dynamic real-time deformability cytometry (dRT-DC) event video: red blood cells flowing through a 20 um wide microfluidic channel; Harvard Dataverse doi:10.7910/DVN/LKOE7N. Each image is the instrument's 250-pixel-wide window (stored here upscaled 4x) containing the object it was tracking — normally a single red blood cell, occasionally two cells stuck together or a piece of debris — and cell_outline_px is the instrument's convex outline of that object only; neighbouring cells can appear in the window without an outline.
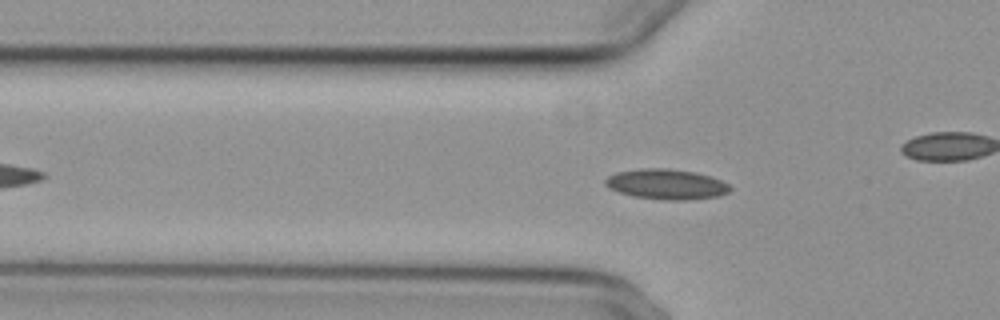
{"species": "common noctule bat (a hibernating species)", "species_latin": "Nyctalus noctula", "temperature_condition": "cold", "stored_images_in_passage": 5, "camera_frame_rate_fps": 3000, "um_per_image_px": 0.085, "animal": {"sex": "female", "body_mass_g": 29.2, "forearm_length_mm": 56.3}, "frame": {"image": 1, "passage_image": 2, "time_ms": 0.333, "image_size_px": [1000, 320], "cell_outline_px": [[732, 188], [728, 192], [720, 196], [688, 200], [664, 200], [632, 196], [608, 188], [604, 184], [604, 180], [608, 176], [616, 172], [640, 168], [668, 168], [696, 172], [712, 176], [728, 184]], "centroid_in_image_um": [56.64, 15.65], "position_along_channel_um": 69.2, "area_um2": 22.25}}